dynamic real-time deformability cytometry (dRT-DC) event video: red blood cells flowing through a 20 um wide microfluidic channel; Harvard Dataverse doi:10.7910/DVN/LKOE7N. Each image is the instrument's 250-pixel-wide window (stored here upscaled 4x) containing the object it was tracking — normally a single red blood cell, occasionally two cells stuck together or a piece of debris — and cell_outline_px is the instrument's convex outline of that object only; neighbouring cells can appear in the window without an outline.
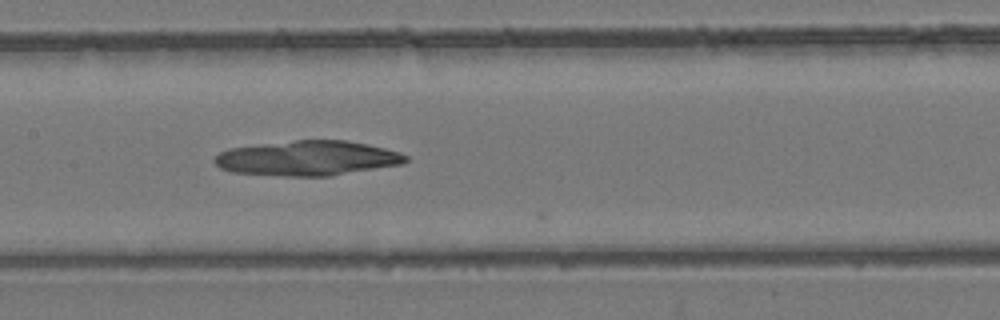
{"species": "common noctule bat (a hibernating species)", "species_latin": "Nyctalus noctula", "temperature_condition": "room temperature", "stored_images_in_passage": 21, "camera_frame_rate_fps": 3000, "um_per_image_px": 0.085, "animal": {"sex": "female", "body_mass_g": 24.6, "forearm_length_mm": 56.2}, "frame": {"image": 1, "passage_image": 20, "time_ms": 6.333, "image_size_px": [1000, 320], "cell_outline_px": [[408, 160], [404, 164], [332, 176], [284, 176], [232, 172], [220, 168], [212, 160], [220, 152], [228, 148], [260, 144], [296, 140], [348, 140], [368, 144], [400, 152], [408, 156]], "centroid_in_image_um": [26.17, 13.45], "position_along_channel_um": 181.2, "area_um2": 39.13}}